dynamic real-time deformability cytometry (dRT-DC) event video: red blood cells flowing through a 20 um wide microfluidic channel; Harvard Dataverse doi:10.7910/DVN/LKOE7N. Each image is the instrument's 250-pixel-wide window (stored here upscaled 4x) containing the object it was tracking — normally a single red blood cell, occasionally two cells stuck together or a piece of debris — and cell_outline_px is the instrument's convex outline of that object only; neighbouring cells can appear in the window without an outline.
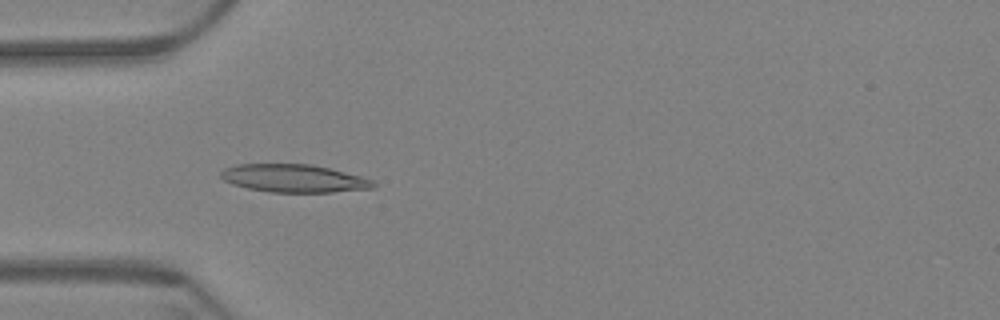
{"species": "Egyptian fruit bat (a non-hibernating species)", "species_latin": "Rousettus aegyptiacus", "temperature_condition": "warm", "stored_images_in_passage": 61, "camera_frame_rate_fps": 3000, "um_per_image_px": 0.085, "animal": {"sex": "female"}, "frame": {"image": 1, "passage_image": 19, "time_ms": 6.0, "image_size_px": [1000, 320], "cell_outline_px": [[376, 184], [372, 188], [332, 192], [268, 192], [248, 188], [232, 184], [224, 180], [220, 176], [220, 172], [224, 168], [236, 164], [312, 164], [360, 176], [372, 180]], "centroid_in_image_um": [24.93, 15.16], "position_along_channel_um": 60.1, "area_um2": 24.68}}
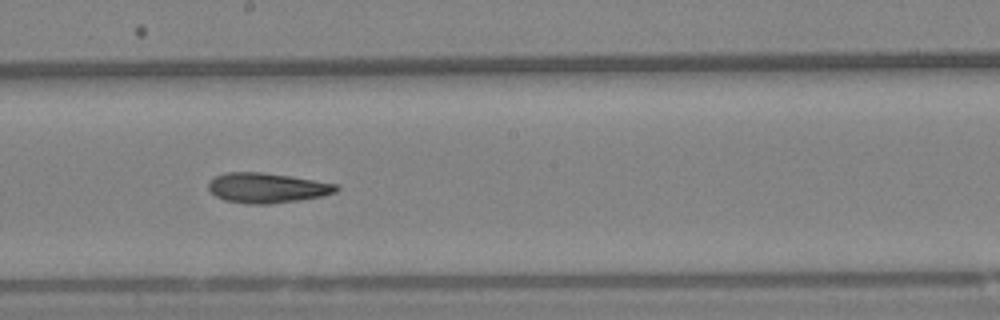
{"frame": {"image": 2, "passage_image": 34, "time_ms": 11.0, "image_size_px": [1000, 320], "cell_outline_px": [[340, 188], [336, 192], [324, 196], [300, 200], [268, 204], [248, 204], [224, 200], [216, 196], [208, 188], [208, 180], [224, 172], [260, 172], [288, 176], [336, 184]], "centroid_in_image_um": [22.67, 15.97], "position_along_channel_um": 225.5, "area_um2": 22.31}}
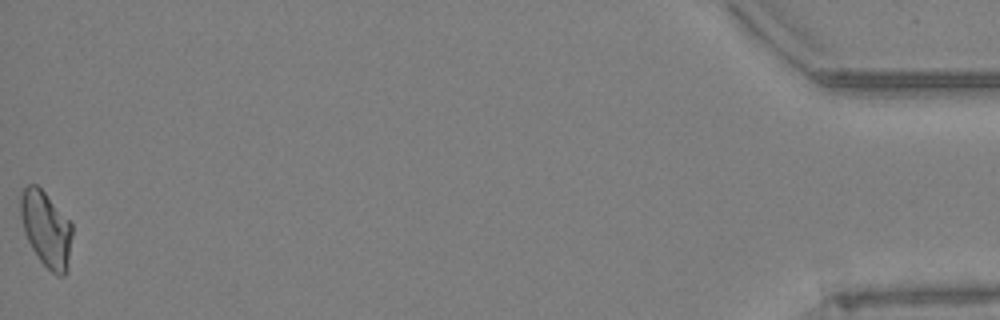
{"frame": {"image": 3, "passage_image": 61, "time_ms": 20.0, "image_size_px": [1000, 320], "cell_outline_px": [[72, 236], [68, 268], [64, 276], [56, 276], [40, 260], [32, 248], [24, 232], [20, 216], [20, 196], [24, 188], [28, 184], [36, 184], [44, 192], [72, 224]], "centroid_in_image_um": [3.92, 19.48], "position_along_channel_um": 431.3, "area_um2": 22.6}, "authors_computed_cell_mechanics": {"area_um2": 22.5998, "velocity_mm_per_s": 3.3793, "shape_relaxation_time_tau1_ms": null, "shape_relaxation_time_tau2_ms": 4.2669, "deformation_change_tau1": null, "deformation_change_tau2": 0.1073}}